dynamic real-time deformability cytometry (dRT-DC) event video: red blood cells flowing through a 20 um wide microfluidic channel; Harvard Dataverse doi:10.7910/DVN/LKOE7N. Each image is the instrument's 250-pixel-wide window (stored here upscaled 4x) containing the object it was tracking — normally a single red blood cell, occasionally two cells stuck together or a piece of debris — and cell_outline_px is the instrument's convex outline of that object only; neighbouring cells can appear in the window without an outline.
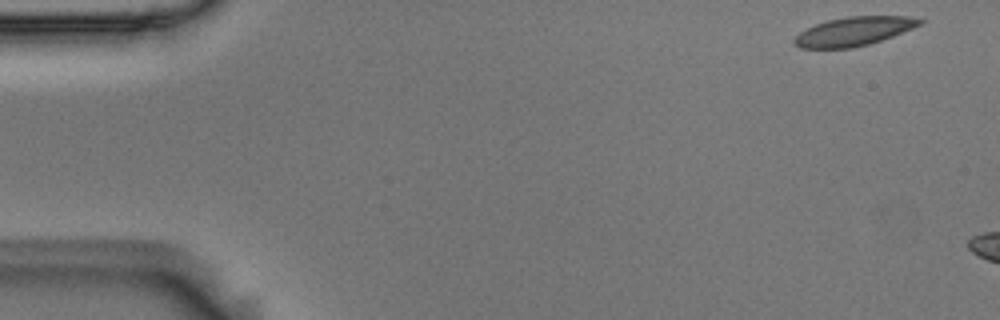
{"species": "Egyptian fruit bat (a non-hibernating species)", "species_latin": "Rousettus aegyptiacus", "temperature_condition": "room temperature", "stored_images_in_passage": 6, "camera_frame_rate_fps": 3000, "um_per_image_px": 0.085, "animal": {"sex": "male"}, "frame": {"image": 1, "passage_image": 1, "time_ms": 0.0, "image_size_px": [1000, 320], "cell_outline_px": [[924, 20], [920, 24], [912, 28], [892, 36], [868, 44], [848, 48], [800, 48], [792, 44], [792, 40], [800, 32], [816, 24], [828, 20], [848, 16], [908, 16]], "centroid_in_image_um": [72.53, 2.66], "position_along_channel_um": 12.5, "area_um2": 20.81}}